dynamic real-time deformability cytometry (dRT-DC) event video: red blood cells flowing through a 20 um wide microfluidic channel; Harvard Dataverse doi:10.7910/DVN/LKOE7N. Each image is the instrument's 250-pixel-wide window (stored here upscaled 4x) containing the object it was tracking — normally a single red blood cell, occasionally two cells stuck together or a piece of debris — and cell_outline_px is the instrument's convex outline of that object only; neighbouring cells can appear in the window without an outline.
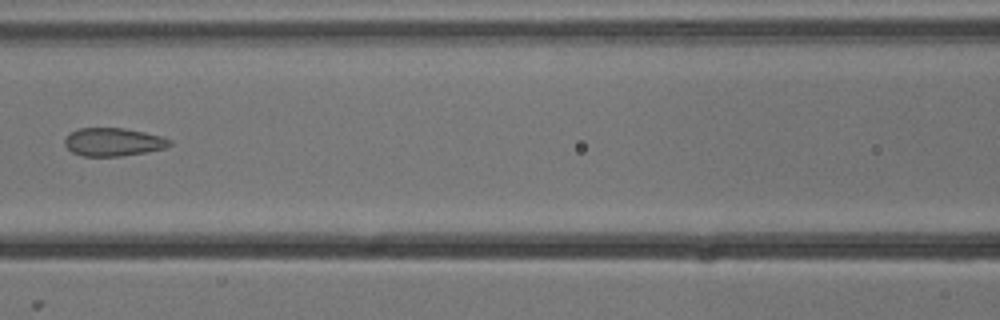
{"species": "common noctule bat (a hibernating species)", "species_latin": "Nyctalus noctula", "temperature_condition": "cold", "stored_images_in_passage": 7, "camera_frame_rate_fps": 3000, "um_per_image_px": 0.085, "animal": {"sex": "male", "body_mass_g": 13.3}, "frame": {"image": 1, "passage_image": 6, "time_ms": 1.667, "image_size_px": [1000, 320], "cell_outline_px": [[172, 144], [164, 148], [148, 152], [120, 156], [80, 156], [72, 152], [64, 144], [64, 140], [72, 132], [80, 128], [124, 128], [144, 132], [160, 136], [172, 140]], "centroid_in_image_um": [9.64, 12.08], "position_along_channel_um": 157.0, "area_um2": 17.17}}
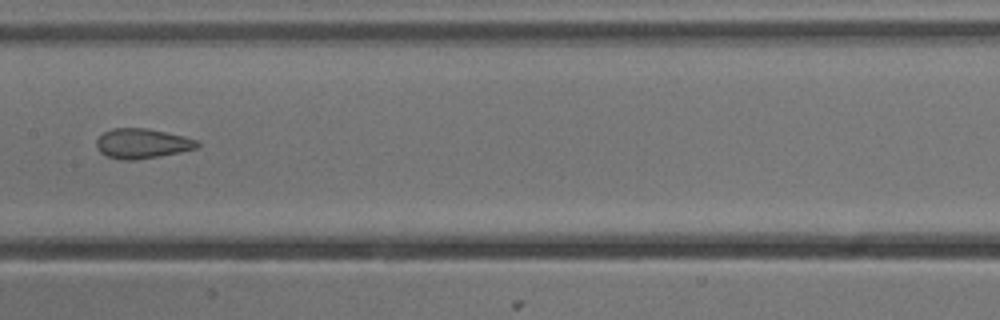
{"frame": {"image": 2, "passage_image": 7, "time_ms": 2.0, "image_size_px": [1000, 320], "cell_outline_px": [[200, 144], [196, 148], [180, 152], [160, 156], [132, 160], [124, 160], [108, 156], [100, 152], [96, 148], [96, 140], [104, 132], [112, 128], [148, 128], [184, 136], [196, 140]], "centroid_in_image_um": [12.07, 12.19], "position_along_channel_um": 195.3, "area_um2": 17.46}}